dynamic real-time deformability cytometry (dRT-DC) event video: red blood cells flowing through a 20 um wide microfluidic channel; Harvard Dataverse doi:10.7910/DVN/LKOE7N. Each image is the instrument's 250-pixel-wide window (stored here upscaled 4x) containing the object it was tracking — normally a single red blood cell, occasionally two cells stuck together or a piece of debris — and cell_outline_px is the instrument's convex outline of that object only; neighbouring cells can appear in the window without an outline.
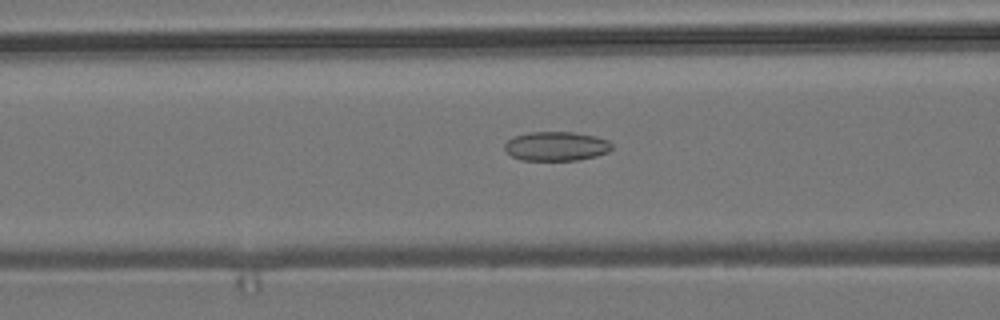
{"species": "common noctule bat (a hibernating species)", "species_latin": "Nyctalus noctula", "temperature_condition": "room temperature", "stored_images_in_passage": 43, "camera_frame_rate_fps": 3000, "um_per_image_px": 0.085, "animal": {"sex": "male", "body_mass_g": 19.2, "forearm_length_mm": 51.8}, "frame": {"image": 1, "passage_image": 16, "time_ms": 5.0, "image_size_px": [1000, 320], "cell_outline_px": [[612, 148], [608, 152], [596, 156], [580, 160], [520, 160], [512, 156], [504, 148], [504, 144], [508, 140], [516, 136], [528, 132], [572, 132], [596, 136], [608, 140], [612, 144]], "centroid_in_image_um": [47.3, 12.43], "position_along_channel_um": 119.3, "area_um2": 18.26}}
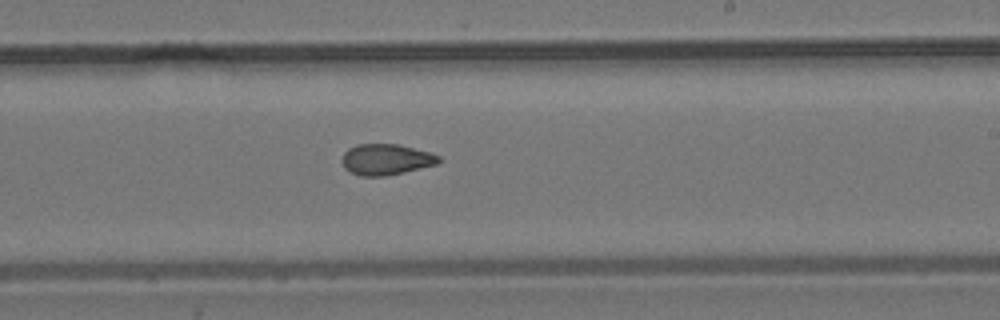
{"frame": {"image": 2, "passage_image": 27, "time_ms": 8.667, "image_size_px": [1000, 320], "cell_outline_px": [[440, 160], [436, 164], [384, 176], [360, 176], [344, 168], [344, 152], [348, 148], [356, 144], [400, 144], [428, 152], [440, 156]], "centroid_in_image_um": [32.8, 13.54], "position_along_channel_um": 256.2, "area_um2": 17.11}}
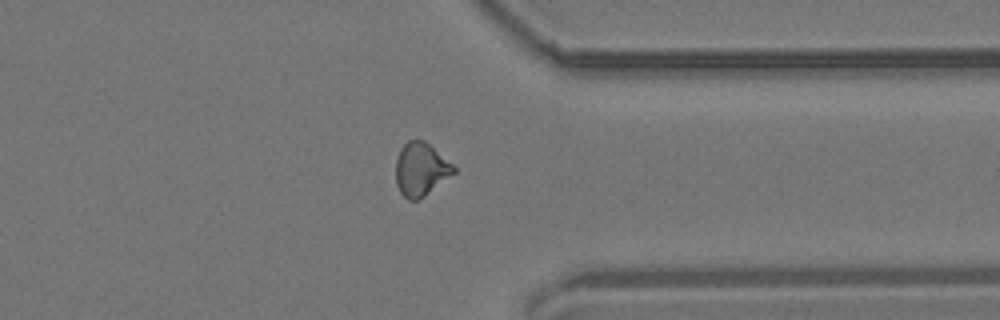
{"frame": {"image": 3, "passage_image": 37, "time_ms": 12.0, "image_size_px": [1000, 320], "cell_outline_px": [[456, 172], [424, 196], [416, 200], [408, 200], [400, 192], [396, 184], [396, 160], [400, 148], [408, 140], [424, 140], [452, 164], [456, 168]], "centroid_in_image_um": [35.75, 14.39], "position_along_channel_um": 375.6, "area_um2": 17.8}}